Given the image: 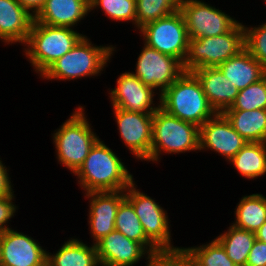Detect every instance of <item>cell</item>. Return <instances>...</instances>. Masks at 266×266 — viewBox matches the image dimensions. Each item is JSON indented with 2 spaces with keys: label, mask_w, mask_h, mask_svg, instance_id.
I'll return each instance as SVG.
<instances>
[{
  "label": "cell",
  "mask_w": 266,
  "mask_h": 266,
  "mask_svg": "<svg viewBox=\"0 0 266 266\" xmlns=\"http://www.w3.org/2000/svg\"><path fill=\"white\" fill-rule=\"evenodd\" d=\"M125 198L132 204L146 236L161 251H178L182 247L171 244L167 212L150 196L136 189L134 181L125 189Z\"/></svg>",
  "instance_id": "9c48e42d"
},
{
  "label": "cell",
  "mask_w": 266,
  "mask_h": 266,
  "mask_svg": "<svg viewBox=\"0 0 266 266\" xmlns=\"http://www.w3.org/2000/svg\"><path fill=\"white\" fill-rule=\"evenodd\" d=\"M13 199L14 197H0V234L11 229L7 224L17 209L16 205L12 202Z\"/></svg>",
  "instance_id": "836d02e7"
},
{
  "label": "cell",
  "mask_w": 266,
  "mask_h": 266,
  "mask_svg": "<svg viewBox=\"0 0 266 266\" xmlns=\"http://www.w3.org/2000/svg\"><path fill=\"white\" fill-rule=\"evenodd\" d=\"M256 239L266 243V221L264 224L255 232Z\"/></svg>",
  "instance_id": "74e56055"
},
{
  "label": "cell",
  "mask_w": 266,
  "mask_h": 266,
  "mask_svg": "<svg viewBox=\"0 0 266 266\" xmlns=\"http://www.w3.org/2000/svg\"><path fill=\"white\" fill-rule=\"evenodd\" d=\"M179 10L184 16L189 38L222 35L239 23L228 14L199 0H181Z\"/></svg>",
  "instance_id": "30bf717a"
},
{
  "label": "cell",
  "mask_w": 266,
  "mask_h": 266,
  "mask_svg": "<svg viewBox=\"0 0 266 266\" xmlns=\"http://www.w3.org/2000/svg\"><path fill=\"white\" fill-rule=\"evenodd\" d=\"M74 175L86 193L125 190L133 182L121 159L100 139Z\"/></svg>",
  "instance_id": "6da1fadb"
},
{
  "label": "cell",
  "mask_w": 266,
  "mask_h": 266,
  "mask_svg": "<svg viewBox=\"0 0 266 266\" xmlns=\"http://www.w3.org/2000/svg\"><path fill=\"white\" fill-rule=\"evenodd\" d=\"M47 266H99L95 244L88 246L80 240L69 239L51 255L47 252Z\"/></svg>",
  "instance_id": "603a6c76"
},
{
  "label": "cell",
  "mask_w": 266,
  "mask_h": 266,
  "mask_svg": "<svg viewBox=\"0 0 266 266\" xmlns=\"http://www.w3.org/2000/svg\"><path fill=\"white\" fill-rule=\"evenodd\" d=\"M90 0H46L34 21L72 28L90 12Z\"/></svg>",
  "instance_id": "ffe728a7"
},
{
  "label": "cell",
  "mask_w": 266,
  "mask_h": 266,
  "mask_svg": "<svg viewBox=\"0 0 266 266\" xmlns=\"http://www.w3.org/2000/svg\"><path fill=\"white\" fill-rule=\"evenodd\" d=\"M200 81L203 92L216 113H223L234 103L239 90L218 67L192 71Z\"/></svg>",
  "instance_id": "ac0fdd59"
},
{
  "label": "cell",
  "mask_w": 266,
  "mask_h": 266,
  "mask_svg": "<svg viewBox=\"0 0 266 266\" xmlns=\"http://www.w3.org/2000/svg\"><path fill=\"white\" fill-rule=\"evenodd\" d=\"M246 266H266V243L257 239L254 241Z\"/></svg>",
  "instance_id": "e575fe53"
},
{
  "label": "cell",
  "mask_w": 266,
  "mask_h": 266,
  "mask_svg": "<svg viewBox=\"0 0 266 266\" xmlns=\"http://www.w3.org/2000/svg\"><path fill=\"white\" fill-rule=\"evenodd\" d=\"M245 49L256 58L266 70V23L258 27L244 26Z\"/></svg>",
  "instance_id": "1f68e13d"
},
{
  "label": "cell",
  "mask_w": 266,
  "mask_h": 266,
  "mask_svg": "<svg viewBox=\"0 0 266 266\" xmlns=\"http://www.w3.org/2000/svg\"><path fill=\"white\" fill-rule=\"evenodd\" d=\"M82 106L53 134L58 162L74 174L99 140L91 130Z\"/></svg>",
  "instance_id": "5b68a950"
},
{
  "label": "cell",
  "mask_w": 266,
  "mask_h": 266,
  "mask_svg": "<svg viewBox=\"0 0 266 266\" xmlns=\"http://www.w3.org/2000/svg\"><path fill=\"white\" fill-rule=\"evenodd\" d=\"M85 35L69 27H55L33 21L25 42V55L41 75L69 52Z\"/></svg>",
  "instance_id": "3957f363"
},
{
  "label": "cell",
  "mask_w": 266,
  "mask_h": 266,
  "mask_svg": "<svg viewBox=\"0 0 266 266\" xmlns=\"http://www.w3.org/2000/svg\"><path fill=\"white\" fill-rule=\"evenodd\" d=\"M33 21L17 0H0V40L5 44L25 45Z\"/></svg>",
  "instance_id": "d6986e66"
},
{
  "label": "cell",
  "mask_w": 266,
  "mask_h": 266,
  "mask_svg": "<svg viewBox=\"0 0 266 266\" xmlns=\"http://www.w3.org/2000/svg\"><path fill=\"white\" fill-rule=\"evenodd\" d=\"M97 7L113 20L131 21L136 25V0H90V10Z\"/></svg>",
  "instance_id": "4dcf8cb0"
},
{
  "label": "cell",
  "mask_w": 266,
  "mask_h": 266,
  "mask_svg": "<svg viewBox=\"0 0 266 266\" xmlns=\"http://www.w3.org/2000/svg\"><path fill=\"white\" fill-rule=\"evenodd\" d=\"M47 251L32 237L13 229L0 234V266H46Z\"/></svg>",
  "instance_id": "4fadbf2b"
},
{
  "label": "cell",
  "mask_w": 266,
  "mask_h": 266,
  "mask_svg": "<svg viewBox=\"0 0 266 266\" xmlns=\"http://www.w3.org/2000/svg\"><path fill=\"white\" fill-rule=\"evenodd\" d=\"M147 266H191L188 255L183 249L178 251H160L146 257Z\"/></svg>",
  "instance_id": "d6a6232c"
},
{
  "label": "cell",
  "mask_w": 266,
  "mask_h": 266,
  "mask_svg": "<svg viewBox=\"0 0 266 266\" xmlns=\"http://www.w3.org/2000/svg\"><path fill=\"white\" fill-rule=\"evenodd\" d=\"M154 89L133 73H122L117 79V86L110 94L112 106L127 111L154 113L160 105L154 106ZM153 105V106H151Z\"/></svg>",
  "instance_id": "9a60e30c"
},
{
  "label": "cell",
  "mask_w": 266,
  "mask_h": 266,
  "mask_svg": "<svg viewBox=\"0 0 266 266\" xmlns=\"http://www.w3.org/2000/svg\"><path fill=\"white\" fill-rule=\"evenodd\" d=\"M95 247L100 266H133L145 254L151 255L141 243L116 230L98 241Z\"/></svg>",
  "instance_id": "e0dca14e"
},
{
  "label": "cell",
  "mask_w": 266,
  "mask_h": 266,
  "mask_svg": "<svg viewBox=\"0 0 266 266\" xmlns=\"http://www.w3.org/2000/svg\"><path fill=\"white\" fill-rule=\"evenodd\" d=\"M120 137L137 159L150 162L153 113L127 111L113 107Z\"/></svg>",
  "instance_id": "7c38bea8"
},
{
  "label": "cell",
  "mask_w": 266,
  "mask_h": 266,
  "mask_svg": "<svg viewBox=\"0 0 266 266\" xmlns=\"http://www.w3.org/2000/svg\"><path fill=\"white\" fill-rule=\"evenodd\" d=\"M137 76L144 85L159 88L160 94L174 83L185 71L183 63L172 56L165 55L156 49L144 47L136 63Z\"/></svg>",
  "instance_id": "8fae6325"
},
{
  "label": "cell",
  "mask_w": 266,
  "mask_h": 266,
  "mask_svg": "<svg viewBox=\"0 0 266 266\" xmlns=\"http://www.w3.org/2000/svg\"><path fill=\"white\" fill-rule=\"evenodd\" d=\"M159 95L160 108L198 127L217 114L206 98L200 81L191 71H184Z\"/></svg>",
  "instance_id": "7a4b0ae2"
},
{
  "label": "cell",
  "mask_w": 266,
  "mask_h": 266,
  "mask_svg": "<svg viewBox=\"0 0 266 266\" xmlns=\"http://www.w3.org/2000/svg\"><path fill=\"white\" fill-rule=\"evenodd\" d=\"M225 249L227 256L237 265L246 266L249 252L256 240L254 232L231 225L227 232L215 238Z\"/></svg>",
  "instance_id": "4316f807"
},
{
  "label": "cell",
  "mask_w": 266,
  "mask_h": 266,
  "mask_svg": "<svg viewBox=\"0 0 266 266\" xmlns=\"http://www.w3.org/2000/svg\"><path fill=\"white\" fill-rule=\"evenodd\" d=\"M233 226L256 232L266 221V197L262 194L244 196L235 211Z\"/></svg>",
  "instance_id": "484cf974"
},
{
  "label": "cell",
  "mask_w": 266,
  "mask_h": 266,
  "mask_svg": "<svg viewBox=\"0 0 266 266\" xmlns=\"http://www.w3.org/2000/svg\"><path fill=\"white\" fill-rule=\"evenodd\" d=\"M245 49V32L242 23L218 36L189 38L188 53L183 63L185 71L218 67Z\"/></svg>",
  "instance_id": "52a82bcc"
},
{
  "label": "cell",
  "mask_w": 266,
  "mask_h": 266,
  "mask_svg": "<svg viewBox=\"0 0 266 266\" xmlns=\"http://www.w3.org/2000/svg\"><path fill=\"white\" fill-rule=\"evenodd\" d=\"M17 1L34 18L39 14V12L41 11L46 2V0H17Z\"/></svg>",
  "instance_id": "8d00e7d4"
},
{
  "label": "cell",
  "mask_w": 266,
  "mask_h": 266,
  "mask_svg": "<svg viewBox=\"0 0 266 266\" xmlns=\"http://www.w3.org/2000/svg\"><path fill=\"white\" fill-rule=\"evenodd\" d=\"M246 141L222 113H217L199 127V150L211 149L230 161Z\"/></svg>",
  "instance_id": "5bb4252c"
},
{
  "label": "cell",
  "mask_w": 266,
  "mask_h": 266,
  "mask_svg": "<svg viewBox=\"0 0 266 266\" xmlns=\"http://www.w3.org/2000/svg\"><path fill=\"white\" fill-rule=\"evenodd\" d=\"M182 249L188 255L191 266H237L216 239L202 246Z\"/></svg>",
  "instance_id": "83f0119b"
},
{
  "label": "cell",
  "mask_w": 266,
  "mask_h": 266,
  "mask_svg": "<svg viewBox=\"0 0 266 266\" xmlns=\"http://www.w3.org/2000/svg\"><path fill=\"white\" fill-rule=\"evenodd\" d=\"M218 68L239 91L266 75L263 66L246 49L223 62Z\"/></svg>",
  "instance_id": "44dd1931"
},
{
  "label": "cell",
  "mask_w": 266,
  "mask_h": 266,
  "mask_svg": "<svg viewBox=\"0 0 266 266\" xmlns=\"http://www.w3.org/2000/svg\"><path fill=\"white\" fill-rule=\"evenodd\" d=\"M266 109V75L258 82L239 91L234 103L227 110Z\"/></svg>",
  "instance_id": "f546056e"
},
{
  "label": "cell",
  "mask_w": 266,
  "mask_h": 266,
  "mask_svg": "<svg viewBox=\"0 0 266 266\" xmlns=\"http://www.w3.org/2000/svg\"><path fill=\"white\" fill-rule=\"evenodd\" d=\"M90 198L89 225L96 244L115 230L116 213L120 203L125 199V190L88 192Z\"/></svg>",
  "instance_id": "2e32d148"
},
{
  "label": "cell",
  "mask_w": 266,
  "mask_h": 266,
  "mask_svg": "<svg viewBox=\"0 0 266 266\" xmlns=\"http://www.w3.org/2000/svg\"><path fill=\"white\" fill-rule=\"evenodd\" d=\"M229 162L243 177H261L266 173V143L247 142Z\"/></svg>",
  "instance_id": "d4e9b609"
},
{
  "label": "cell",
  "mask_w": 266,
  "mask_h": 266,
  "mask_svg": "<svg viewBox=\"0 0 266 266\" xmlns=\"http://www.w3.org/2000/svg\"><path fill=\"white\" fill-rule=\"evenodd\" d=\"M181 0H136V27L167 17L180 9Z\"/></svg>",
  "instance_id": "f1b7e54d"
},
{
  "label": "cell",
  "mask_w": 266,
  "mask_h": 266,
  "mask_svg": "<svg viewBox=\"0 0 266 266\" xmlns=\"http://www.w3.org/2000/svg\"><path fill=\"white\" fill-rule=\"evenodd\" d=\"M148 47L179 59L184 63L189 37L184 16L180 10L167 17L145 24L139 30Z\"/></svg>",
  "instance_id": "ba28073f"
},
{
  "label": "cell",
  "mask_w": 266,
  "mask_h": 266,
  "mask_svg": "<svg viewBox=\"0 0 266 266\" xmlns=\"http://www.w3.org/2000/svg\"><path fill=\"white\" fill-rule=\"evenodd\" d=\"M222 114L246 141L266 143V109L226 110Z\"/></svg>",
  "instance_id": "7402d4cb"
},
{
  "label": "cell",
  "mask_w": 266,
  "mask_h": 266,
  "mask_svg": "<svg viewBox=\"0 0 266 266\" xmlns=\"http://www.w3.org/2000/svg\"><path fill=\"white\" fill-rule=\"evenodd\" d=\"M84 36L69 52L55 61L41 76L47 80H69L101 73L116 47L93 46Z\"/></svg>",
  "instance_id": "277c9868"
},
{
  "label": "cell",
  "mask_w": 266,
  "mask_h": 266,
  "mask_svg": "<svg viewBox=\"0 0 266 266\" xmlns=\"http://www.w3.org/2000/svg\"><path fill=\"white\" fill-rule=\"evenodd\" d=\"M193 150H199V127L159 107L153 113L150 161L157 162L162 152L179 154Z\"/></svg>",
  "instance_id": "8992f818"
},
{
  "label": "cell",
  "mask_w": 266,
  "mask_h": 266,
  "mask_svg": "<svg viewBox=\"0 0 266 266\" xmlns=\"http://www.w3.org/2000/svg\"><path fill=\"white\" fill-rule=\"evenodd\" d=\"M7 167L0 160V197H14Z\"/></svg>",
  "instance_id": "d590c367"
},
{
  "label": "cell",
  "mask_w": 266,
  "mask_h": 266,
  "mask_svg": "<svg viewBox=\"0 0 266 266\" xmlns=\"http://www.w3.org/2000/svg\"><path fill=\"white\" fill-rule=\"evenodd\" d=\"M115 230L123 233L128 239L141 243L151 254H156L161 251L146 236L134 207L126 198L118 207L115 220Z\"/></svg>",
  "instance_id": "cb8c5ba5"
}]
</instances>
